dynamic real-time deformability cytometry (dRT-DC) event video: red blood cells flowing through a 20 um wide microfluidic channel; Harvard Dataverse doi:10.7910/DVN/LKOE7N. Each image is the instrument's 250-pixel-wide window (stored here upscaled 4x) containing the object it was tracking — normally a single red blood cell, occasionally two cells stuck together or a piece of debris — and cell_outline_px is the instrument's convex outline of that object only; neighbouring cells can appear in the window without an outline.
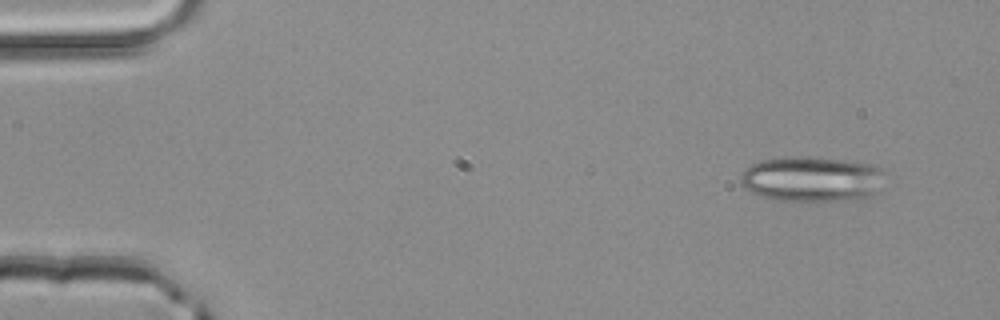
{"species": "common noctule bat (a hibernating species)", "species_latin": "Nyctalus noctula", "temperature_condition": "room temperature", "stored_images_in_passage": 4, "camera_frame_rate_fps": 3000, "um_per_image_px": 0.085, "animal": {"sex": "male", "body_mass_g": 20.4}, "frame": {"image": 1, "passage_image": 1, "time_ms": 0.0, "image_size_px": [1000, 320], "cell_outline_px": [[884, 168], [876, 192], [872, 196], [856, 200], [772, 200], [760, 196], [752, 192], [740, 180], [740, 176], [744, 168], [752, 164], [764, 160], [784, 156], [804, 156], [844, 160], [876, 164]], "centroid_in_image_um": [69.01, 15.2], "position_along_channel_um": 16.0, "area_um2": 38.09}}